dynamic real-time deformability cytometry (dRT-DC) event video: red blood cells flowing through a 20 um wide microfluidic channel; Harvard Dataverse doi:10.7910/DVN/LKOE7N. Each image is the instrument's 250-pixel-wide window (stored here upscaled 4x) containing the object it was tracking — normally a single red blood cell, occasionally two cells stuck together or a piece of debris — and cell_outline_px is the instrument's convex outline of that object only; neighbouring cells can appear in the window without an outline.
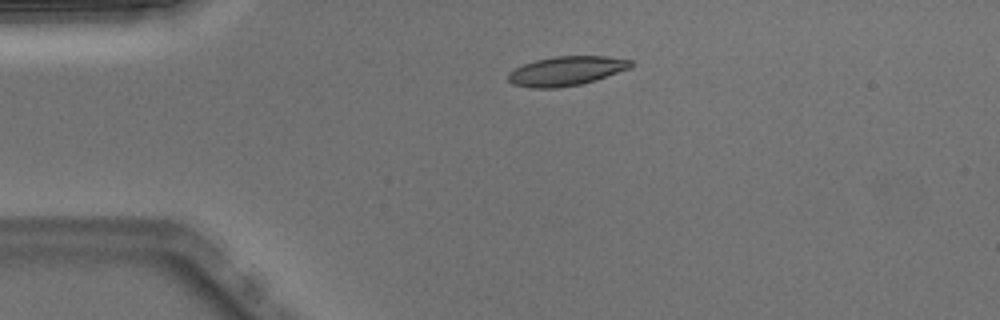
{"species": "Egyptian fruit bat (a non-hibernating species)", "species_latin": "Rousettus aegyptiacus", "temperature_condition": "warm", "stored_images_in_passage": 5, "camera_frame_rate_fps": 3000, "um_per_image_px": 0.085, "animal": {"sex": "male"}, "frame": {"image": 1, "passage_image": 3, "time_ms": 0.667, "image_size_px": [1000, 320], "cell_outline_px": [[632, 68], [596, 80], [580, 84], [556, 88], [532, 88], [512, 84], [508, 80], [508, 72], [524, 64], [536, 60], [556, 56], [608, 56], [632, 60]], "centroid_in_image_um": [48.16, 6.03], "position_along_channel_um": 36.8, "area_um2": 20.98}}